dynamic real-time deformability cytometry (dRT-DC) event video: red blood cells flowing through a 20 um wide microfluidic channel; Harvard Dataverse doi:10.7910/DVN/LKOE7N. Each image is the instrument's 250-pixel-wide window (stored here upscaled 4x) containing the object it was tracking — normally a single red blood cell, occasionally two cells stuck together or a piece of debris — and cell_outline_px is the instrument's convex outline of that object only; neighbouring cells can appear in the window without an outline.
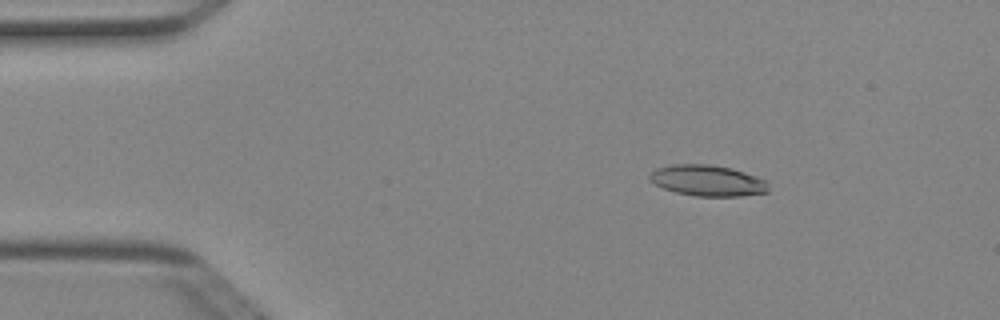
{"species": "Egyptian fruit bat (a non-hibernating species)", "species_latin": "Rousettus aegyptiacus", "temperature_condition": "cold", "stored_images_in_passage": 50, "camera_frame_rate_fps": 3000, "um_per_image_px": 0.085, "animal": {"sex": "female"}, "frame": {"image": 1, "passage_image": 8, "time_ms": 2.333, "image_size_px": [1000, 320], "cell_outline_px": [[768, 192], [740, 196], [696, 196], [676, 192], [664, 188], [648, 180], [648, 176], [656, 168], [672, 164], [708, 164], [728, 168], [768, 180]], "centroid_in_image_um": [60.13, 15.35], "position_along_channel_um": 24.9, "area_um2": 21.27}}
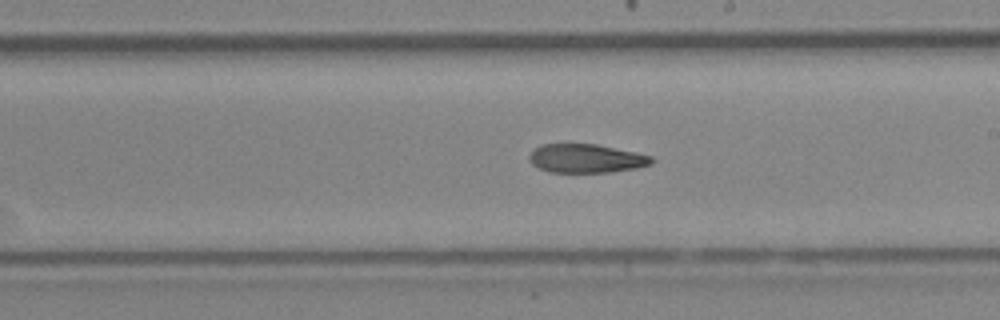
{"frame": {"image": 2, "passage_image": 29, "time_ms": 9.333, "image_size_px": [1000, 320], "cell_outline_px": [[652, 164], [636, 168], [612, 172], [548, 172], [532, 164], [528, 156], [540, 144], [596, 144], [636, 152], [652, 156]], "centroid_in_image_um": [49.83, 13.47], "position_along_channel_um": 239.2, "area_um2": 20.4}}
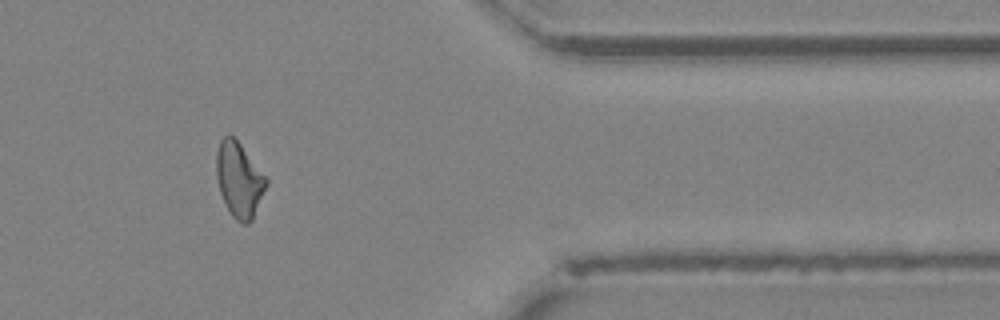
{"frame": {"image": 3, "passage_image": 42, "time_ms": 13.667, "image_size_px": [1000, 320], "cell_outline_px": [[268, 184], [252, 220], [248, 224], [244, 224], [236, 220], [232, 216], [224, 204], [220, 192], [216, 176], [216, 152], [220, 140], [224, 136], [232, 136], [240, 144], [268, 180]], "centroid_in_image_um": [20.31, 15.31], "position_along_channel_um": 391.1, "area_um2": 21.62}}